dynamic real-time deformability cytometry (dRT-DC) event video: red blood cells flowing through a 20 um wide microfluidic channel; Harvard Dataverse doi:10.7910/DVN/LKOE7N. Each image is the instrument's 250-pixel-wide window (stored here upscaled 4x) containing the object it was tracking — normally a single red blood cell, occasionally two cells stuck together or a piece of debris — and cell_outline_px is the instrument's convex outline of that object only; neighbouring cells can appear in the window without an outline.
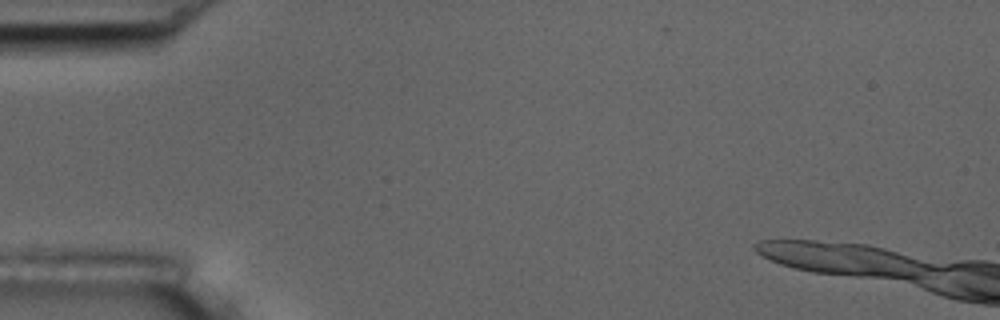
{"species": "common noctule bat (a hibernating species)", "species_latin": "Nyctalus noctula", "temperature_condition": "room temperature", "stored_images_in_passage": 3, "camera_frame_rate_fps": 3000, "um_per_image_px": 0.085, "animal": {"sex": "male", "body_mass_g": 17.5, "forearm_length_mm": 52.3}, "frame": {"image": 1, "passage_image": 1, "time_ms": 0.0, "image_size_px": [1000, 320], "cell_outline_px": [[964, 264], [948, 268], [912, 276], [892, 276], [828, 272], [804, 268], [788, 264], [908, 260]], "centroid_in_image_um": [74.82, 22.73], "position_along_channel_um": 10.2, "area_um2": 12.48}}